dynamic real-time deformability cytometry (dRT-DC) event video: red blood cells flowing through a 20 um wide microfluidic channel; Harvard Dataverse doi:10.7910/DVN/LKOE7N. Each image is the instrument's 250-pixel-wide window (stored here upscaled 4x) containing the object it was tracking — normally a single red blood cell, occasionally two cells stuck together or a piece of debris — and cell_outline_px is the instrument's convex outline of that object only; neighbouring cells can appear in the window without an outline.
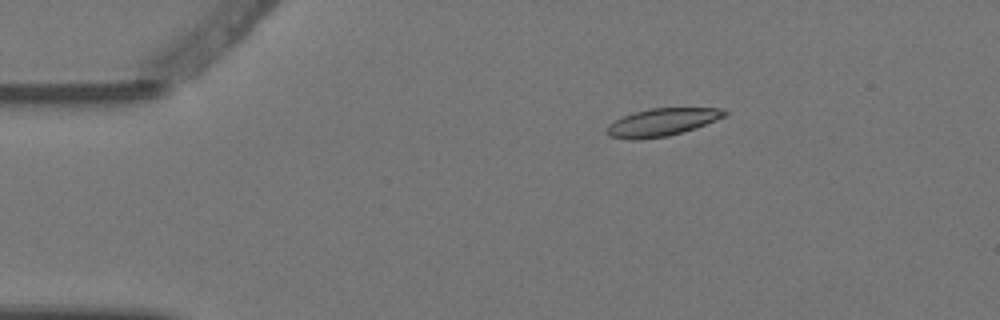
{"species": "Egyptian fruit bat (a non-hibernating species)", "species_latin": "Rousettus aegyptiacus", "temperature_condition": "warm", "stored_images_in_passage": 3, "camera_frame_rate_fps": 3000, "um_per_image_px": 0.085, "animal": {"sex": "female"}, "frame": {"image": 1, "passage_image": 2, "time_ms": 0.333, "image_size_px": [1000, 320], "cell_outline_px": [[728, 112], [724, 116], [696, 128], [668, 136], [640, 140], [632, 140], [608, 136], [608, 124], [624, 116], [636, 112], [652, 108], [724, 108]], "centroid_in_image_um": [56.28, 10.4], "position_along_channel_um": 28.7, "area_um2": 18.79}}